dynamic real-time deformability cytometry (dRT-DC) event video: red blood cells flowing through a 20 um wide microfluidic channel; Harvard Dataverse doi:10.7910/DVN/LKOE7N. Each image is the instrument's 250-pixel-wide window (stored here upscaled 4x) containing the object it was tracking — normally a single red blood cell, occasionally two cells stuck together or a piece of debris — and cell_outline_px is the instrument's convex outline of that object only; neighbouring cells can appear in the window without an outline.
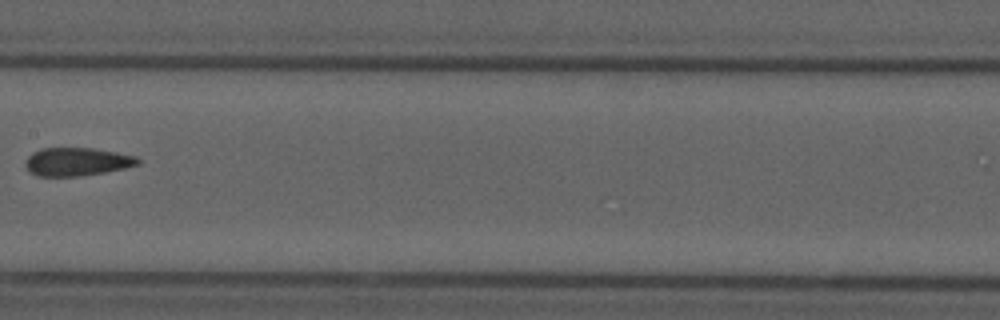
{"species": "common noctule bat (a hibernating species)", "species_latin": "Nyctalus noctula", "temperature_condition": "cold", "stored_images_in_passage": 9, "camera_frame_rate_fps": 3000, "um_per_image_px": 0.085, "animal": {"sex": "male", "forearm_length_mm": 52.5}, "frame": {"image": 1, "passage_image": 9, "time_ms": 10.0, "image_size_px": [1000, 320], "cell_outline_px": [[140, 164], [124, 168], [104, 172], [80, 176], [36, 176], [28, 172], [24, 164], [28, 156], [32, 152], [40, 148], [92, 148], [116, 152], [136, 156], [140, 160]], "centroid_in_image_um": [6.5, 13.75], "position_along_channel_um": 200.9, "area_um2": 18.61}}